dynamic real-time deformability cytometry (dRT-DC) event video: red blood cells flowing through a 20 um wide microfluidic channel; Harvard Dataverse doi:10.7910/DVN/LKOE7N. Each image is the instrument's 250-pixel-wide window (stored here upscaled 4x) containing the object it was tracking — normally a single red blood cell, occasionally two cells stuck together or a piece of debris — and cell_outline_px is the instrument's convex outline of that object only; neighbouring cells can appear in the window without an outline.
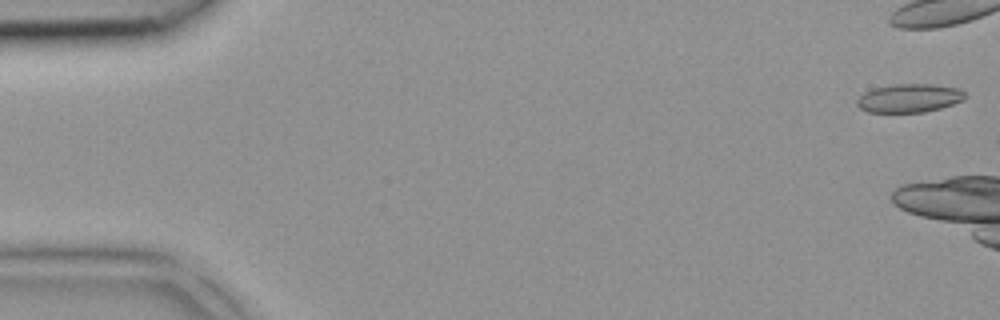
{"species": "common noctule bat (a hibernating species)", "species_latin": "Nyctalus noctula", "temperature_condition": "room temperature", "stored_images_in_passage": 5, "camera_frame_rate_fps": 3000, "um_per_image_px": 0.085, "animal": {"sex": "female", "body_mass_g": 18.4}, "frame": {"image": 1, "passage_image": 1, "time_ms": 0.0, "image_size_px": [1000, 320], "cell_outline_px": [[968, 96], [964, 100], [940, 108], [924, 112], [868, 112], [860, 108], [856, 104], [856, 100], [864, 92], [872, 88], [892, 84], [932, 84], [960, 88]], "centroid_in_image_um": [77.29, 8.33], "position_along_channel_um": 7.7, "area_um2": 18.15}}